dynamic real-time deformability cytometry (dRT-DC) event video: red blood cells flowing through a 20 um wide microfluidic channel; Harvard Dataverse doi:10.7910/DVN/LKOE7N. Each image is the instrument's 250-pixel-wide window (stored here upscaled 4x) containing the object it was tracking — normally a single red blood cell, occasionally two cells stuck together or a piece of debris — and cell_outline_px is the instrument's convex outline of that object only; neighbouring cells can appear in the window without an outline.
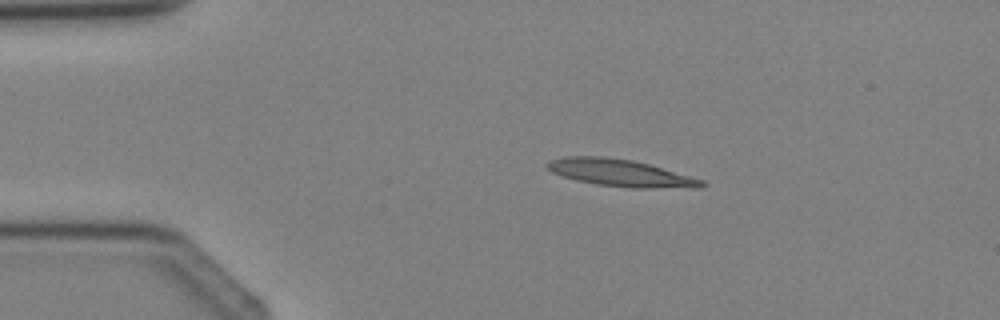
{"species": "Egyptian fruit bat (a non-hibernating species)", "species_latin": "Rousettus aegyptiacus", "temperature_condition": "cold", "stored_images_in_passage": 3, "camera_frame_rate_fps": 3000, "um_per_image_px": 0.085, "animal": {"sex": "female"}, "frame": {"image": 1, "passage_image": 2, "time_ms": 1.333, "image_size_px": [1000, 320], "cell_outline_px": [[708, 184], [704, 188], [636, 188], [596, 184], [576, 180], [552, 172], [544, 164], [548, 160], [564, 156], [604, 156], [632, 160], [648, 164], [704, 180]], "centroid_in_image_um": [52.76, 14.7], "position_along_channel_um": 32.2, "area_um2": 24.45}}